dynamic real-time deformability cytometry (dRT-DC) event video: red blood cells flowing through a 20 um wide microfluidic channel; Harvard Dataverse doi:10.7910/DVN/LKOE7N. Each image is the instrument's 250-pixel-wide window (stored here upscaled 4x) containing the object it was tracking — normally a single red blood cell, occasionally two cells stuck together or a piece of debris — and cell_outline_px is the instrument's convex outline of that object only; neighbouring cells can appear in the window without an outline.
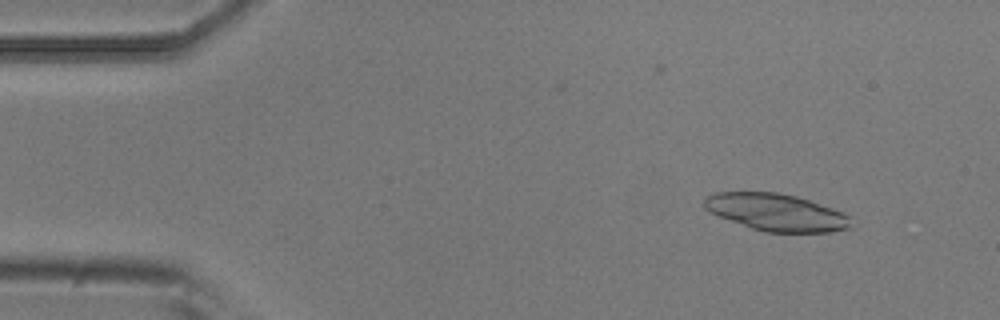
{"species": "common noctule bat (a hibernating species)", "species_latin": "Nyctalus noctula", "temperature_condition": "room temperature", "stored_images_in_passage": 5, "camera_frame_rate_fps": 3000, "um_per_image_px": 0.085, "animal": {"sex": "male", "body_mass_g": 20.5, "forearm_length_mm": 52.5}, "frame": {"image": 1, "passage_image": 1, "time_ms": 0.0, "image_size_px": [1000, 320], "cell_outline_px": [[852, 228], [828, 232], [764, 232], [752, 228], [708, 212], [704, 208], [704, 200], [708, 196], [716, 192], [776, 192], [796, 196], [844, 212], [852, 216]], "centroid_in_image_um": [66.02, 18.05], "position_along_channel_um": 19.0, "area_um2": 31.79}}